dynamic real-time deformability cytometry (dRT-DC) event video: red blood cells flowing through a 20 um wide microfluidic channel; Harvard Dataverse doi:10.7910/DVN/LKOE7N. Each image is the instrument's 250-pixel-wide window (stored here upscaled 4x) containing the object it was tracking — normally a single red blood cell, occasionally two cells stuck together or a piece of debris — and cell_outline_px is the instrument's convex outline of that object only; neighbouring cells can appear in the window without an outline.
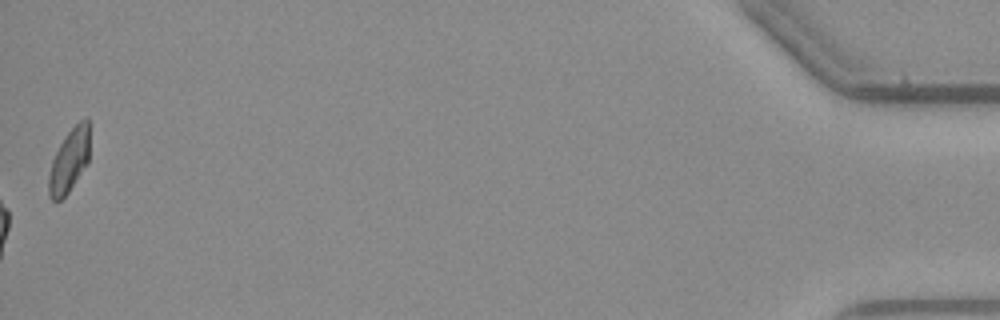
{"species": "common noctule bat (a hibernating species)", "species_latin": "Nyctalus noctula", "temperature_condition": "warm", "stored_images_in_passage": 56, "camera_frame_rate_fps": 3000, "um_per_image_px": 0.085, "animal": {"sex": "male", "body_mass_g": 23.1, "forearm_length_mm": 52.7}, "frame": {"image": 1, "passage_image": 56, "time_ms": 18.333, "image_size_px": [1000, 320], "cell_outline_px": [[88, 164], [68, 192], [60, 200], [52, 200], [48, 196], [48, 176], [52, 160], [64, 136], [84, 116], [88, 116]], "centroid_in_image_um": [5.87, 13.65], "position_along_channel_um": 429.3, "area_um2": 15.09}, "authors_computed_cell_mechanics": {"area_um2": 17.5134, "velocity_mm_per_s": 3.7998, "shape_relaxation_time_tau1_ms": 7.7151, "shape_relaxation_time_tau2_ms": 1.8591, "deformation_change_tau1": 0.1773, "deformation_change_tau2": 0.0921}}